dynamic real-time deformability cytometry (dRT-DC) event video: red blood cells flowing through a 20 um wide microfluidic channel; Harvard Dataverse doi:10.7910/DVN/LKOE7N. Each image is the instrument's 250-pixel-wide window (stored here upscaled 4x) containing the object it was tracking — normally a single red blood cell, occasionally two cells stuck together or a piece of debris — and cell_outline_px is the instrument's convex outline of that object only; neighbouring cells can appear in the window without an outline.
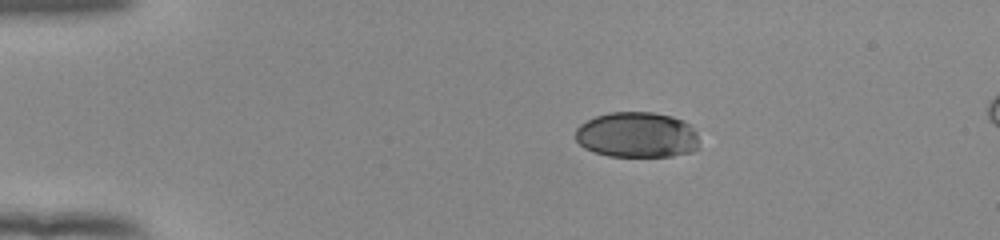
{"species": "human", "species_latin": "Homo sapiens", "temperature_condition": "room temperature", "stored_images_in_passage": 44, "camera_frame_rate_fps": 3000, "um_per_image_px": 0.085, "donor": {"sex": "female"}, "frame": {"image": 1, "passage_image": 1, "time_ms": 0.0, "image_size_px": [1000, 240], "cell_outline_px": [[700, 148], [692, 152], [672, 156], [608, 156], [592, 152], [584, 148], [576, 140], [576, 128], [580, 124], [596, 116], [608, 112], [652, 112], [672, 116], [684, 120], [696, 132]], "centroid_in_image_um": [54.15, 11.47], "position_along_channel_um": 30.8, "area_um2": 33.18}}
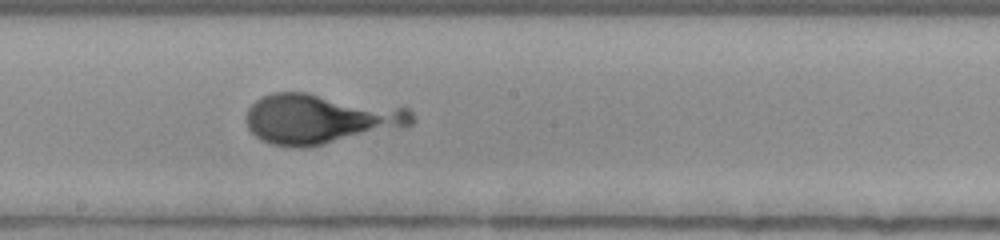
{"frame": {"image": 2, "passage_image": 21, "time_ms": 6.667, "image_size_px": [1000, 240], "cell_outline_px": [[416, 120], [412, 124], [324, 144], [296, 148], [272, 144], [260, 140], [248, 128], [244, 116], [248, 108], [260, 96], [272, 92], [308, 92], [408, 108], [412, 112]], "centroid_in_image_um": [27.14, 10.08], "position_along_channel_um": 221.1, "area_um2": 48.09}}
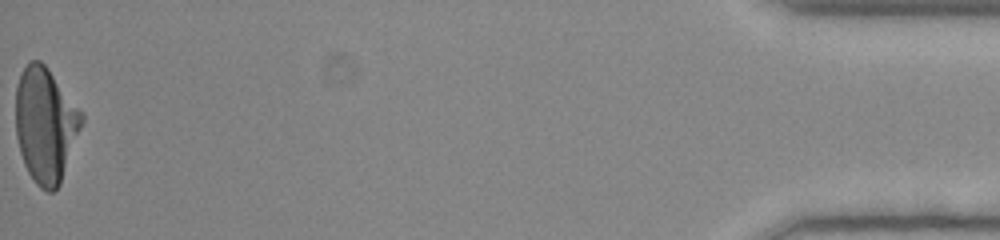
{"frame": {"image": 3, "passage_image": 44, "time_ms": 14.333, "image_size_px": [1000, 240], "cell_outline_px": [[84, 120], [60, 184], [52, 192], [48, 192], [40, 188], [36, 184], [28, 172], [24, 164], [20, 152], [16, 136], [16, 84], [28, 60], [40, 60], [48, 68], [84, 116]], "centroid_in_image_um": [3.85, 10.62], "position_along_channel_um": 431.4, "area_um2": 43.93}}